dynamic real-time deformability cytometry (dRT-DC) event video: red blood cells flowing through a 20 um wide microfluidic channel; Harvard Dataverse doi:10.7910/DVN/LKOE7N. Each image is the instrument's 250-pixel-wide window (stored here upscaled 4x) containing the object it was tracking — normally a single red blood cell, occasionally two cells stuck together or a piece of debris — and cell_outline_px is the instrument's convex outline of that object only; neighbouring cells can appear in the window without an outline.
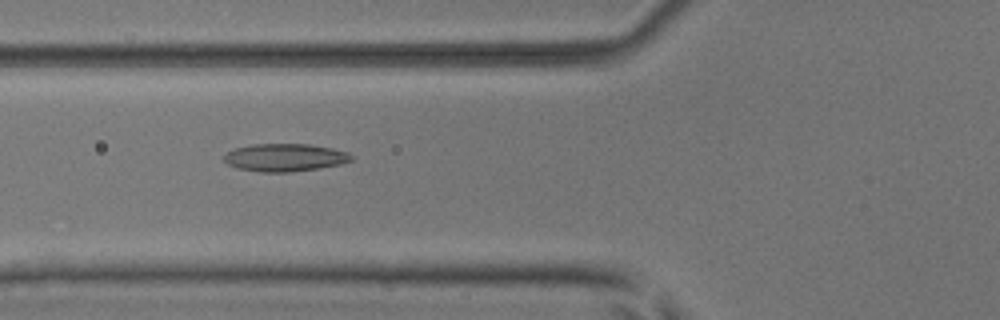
{"species": "common noctule bat (a hibernating species)", "species_latin": "Nyctalus noctula", "temperature_condition": "room temperature", "stored_images_in_passage": 42, "camera_frame_rate_fps": 3000, "um_per_image_px": 0.085, "animal": {"sex": "male", "body_mass_g": 17.9, "forearm_length_mm": 54.2}, "frame": {"image": 1, "passage_image": 20, "time_ms": 6.333, "image_size_px": [1000, 320], "cell_outline_px": [[352, 160], [340, 164], [320, 168], [288, 172], [260, 172], [236, 168], [228, 164], [224, 160], [224, 156], [228, 152], [236, 148], [252, 144], [308, 144], [332, 148], [348, 152], [352, 156]], "centroid_in_image_um": [24.22, 13.39], "position_along_channel_um": 101.6, "area_um2": 20.52}}
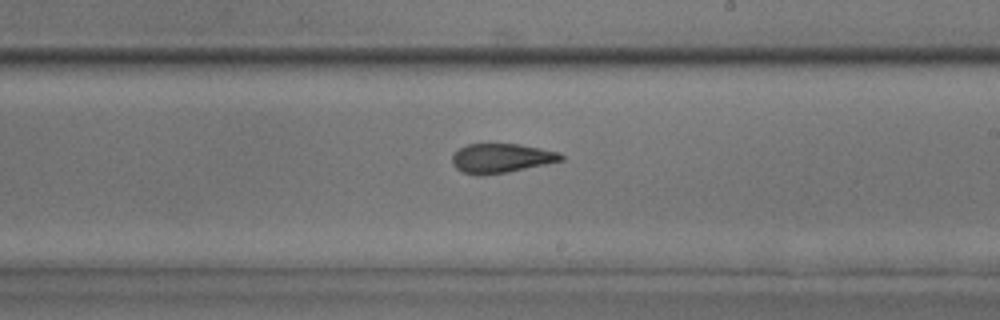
{"frame": {"image": 2, "passage_image": 31, "time_ms": 10.0, "image_size_px": [1000, 320], "cell_outline_px": [[564, 160], [508, 172], [464, 172], [456, 168], [452, 164], [452, 156], [460, 148], [468, 144], [520, 144], [560, 152], [564, 156]], "centroid_in_image_um": [42.68, 13.4], "position_along_channel_um": 246.3, "area_um2": 17.92}}
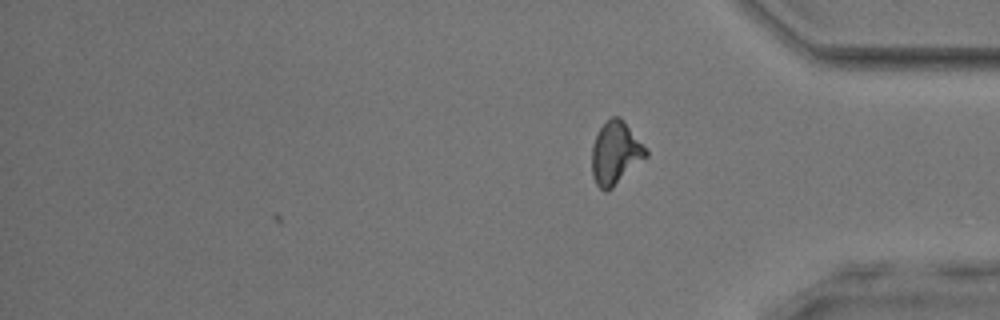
{"frame": {"image": 3, "passage_image": 42, "time_ms": 13.667, "image_size_px": [1000, 320], "cell_outline_px": [[648, 156], [608, 192], [604, 192], [596, 184], [592, 176], [592, 144], [600, 128], [612, 116], [620, 116], [624, 120], [648, 148]], "centroid_in_image_um": [52.34, 13.01], "position_along_channel_um": 382.9, "area_um2": 20.11}, "authors_computed_cell_mechanics": {"area_um2": 20.0855, "velocity_mm_per_s": 3.9639, "shape_relaxation_time_tau1_ms": 6.3879, "shape_relaxation_time_tau2_ms": 2.6118, "deformation_change_tau1": 0.1888, "deformation_change_tau2": 0.1176}}